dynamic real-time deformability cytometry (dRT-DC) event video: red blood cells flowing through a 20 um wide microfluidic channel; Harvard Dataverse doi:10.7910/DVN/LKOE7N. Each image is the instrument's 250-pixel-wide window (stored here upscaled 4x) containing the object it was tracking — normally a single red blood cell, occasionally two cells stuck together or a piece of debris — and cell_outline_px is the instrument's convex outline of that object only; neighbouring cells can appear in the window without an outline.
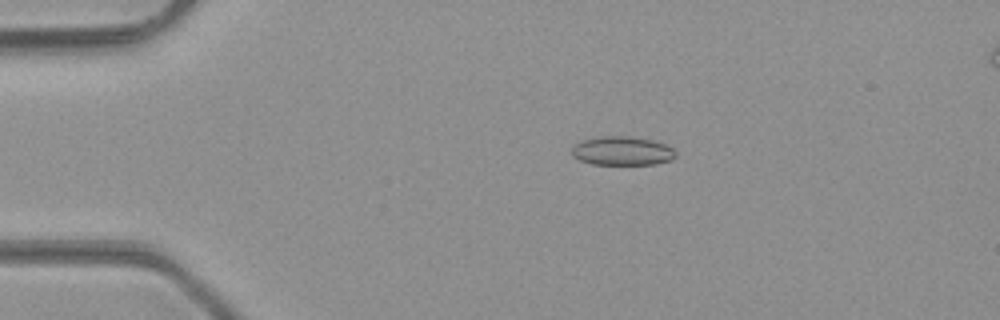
{"species": "common noctule bat (a hibernating species)", "species_latin": "Nyctalus noctula", "temperature_condition": "room temperature", "stored_images_in_passage": 48, "camera_frame_rate_fps": 3000, "um_per_image_px": 0.085, "animal": {"sex": "male", "body_mass_g": 23.1, "forearm_length_mm": 52.7}, "frame": {"image": 1, "passage_image": 10, "time_ms": 3.0, "image_size_px": [1000, 320], "cell_outline_px": [[676, 156], [672, 160], [656, 164], [592, 164], [580, 160], [572, 156], [572, 144], [584, 140], [600, 136], [632, 136], [652, 140], [664, 144], [672, 148], [676, 152]], "centroid_in_image_um": [52.88, 12.82], "position_along_channel_um": 32.1, "area_um2": 17.57}}
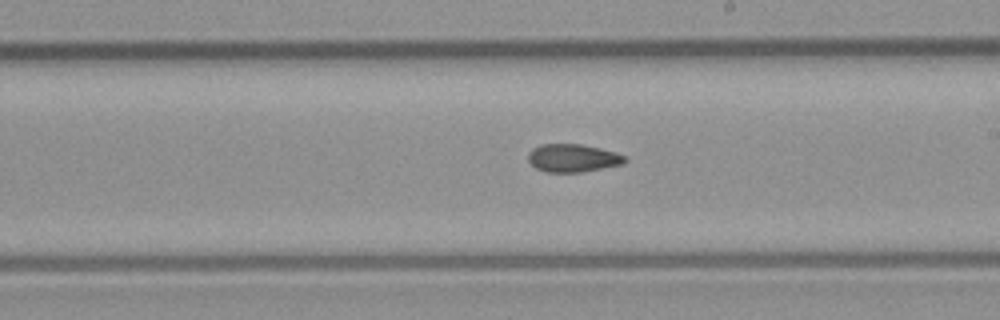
{"frame": {"image": 2, "passage_image": 28, "time_ms": 9.0, "image_size_px": [1000, 320], "cell_outline_px": [[628, 160], [624, 164], [580, 172], [544, 172], [536, 168], [528, 160], [528, 152], [532, 148], [540, 144], [580, 144], [600, 148], [616, 152], [624, 156]], "centroid_in_image_um": [48.68, 13.43], "position_along_channel_um": 240.3, "area_um2": 15.84}}
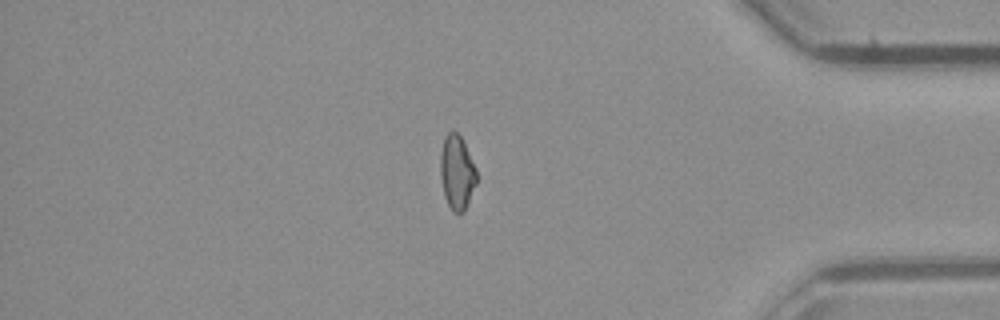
{"frame": {"image": 3, "passage_image": 41, "time_ms": 13.333, "image_size_px": [1000, 320], "cell_outline_px": [[476, 184], [464, 212], [452, 212], [444, 196], [440, 176], [440, 152], [444, 136], [452, 128], [460, 136], [476, 168]], "centroid_in_image_um": [38.81, 14.63], "position_along_channel_um": 396.4, "area_um2": 15.72}, "authors_computed_cell_mechanics": {"area_um2": 16.4152, "velocity_mm_per_s": 4.3234, "shape_relaxation_time_tau1_ms": null, "shape_relaxation_time_tau2_ms": 4.3509, "deformation_change_tau1": null, "deformation_change_tau2": 0.0912}}